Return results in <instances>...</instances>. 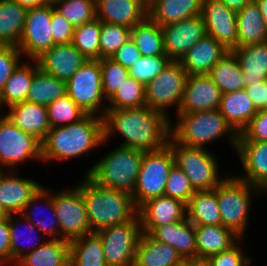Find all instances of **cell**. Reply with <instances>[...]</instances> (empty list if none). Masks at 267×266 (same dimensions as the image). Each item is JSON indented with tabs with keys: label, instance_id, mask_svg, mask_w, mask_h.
<instances>
[{
	"label": "cell",
	"instance_id": "6da1fadb",
	"mask_svg": "<svg viewBox=\"0 0 267 266\" xmlns=\"http://www.w3.org/2000/svg\"><path fill=\"white\" fill-rule=\"evenodd\" d=\"M171 120L150 107L106 110L103 116L104 142L118 131L124 137L120 146L152 152L167 145Z\"/></svg>",
	"mask_w": 267,
	"mask_h": 266
},
{
	"label": "cell",
	"instance_id": "7a4b0ae2",
	"mask_svg": "<svg viewBox=\"0 0 267 266\" xmlns=\"http://www.w3.org/2000/svg\"><path fill=\"white\" fill-rule=\"evenodd\" d=\"M104 143L103 117L87 114L72 124L51 128L42 141V160L81 157Z\"/></svg>",
	"mask_w": 267,
	"mask_h": 266
},
{
	"label": "cell",
	"instance_id": "3957f363",
	"mask_svg": "<svg viewBox=\"0 0 267 266\" xmlns=\"http://www.w3.org/2000/svg\"><path fill=\"white\" fill-rule=\"evenodd\" d=\"M76 186L81 190L92 232L125 223L137 214L128 192L99 186L86 174Z\"/></svg>",
	"mask_w": 267,
	"mask_h": 266
},
{
	"label": "cell",
	"instance_id": "277c9868",
	"mask_svg": "<svg viewBox=\"0 0 267 266\" xmlns=\"http://www.w3.org/2000/svg\"><path fill=\"white\" fill-rule=\"evenodd\" d=\"M178 122L171 124V137L178 143L192 148H204L206 144L223 134L236 150L239 134L227 123L218 109L192 113H177ZM203 146V147H202Z\"/></svg>",
	"mask_w": 267,
	"mask_h": 266
},
{
	"label": "cell",
	"instance_id": "5b68a950",
	"mask_svg": "<svg viewBox=\"0 0 267 266\" xmlns=\"http://www.w3.org/2000/svg\"><path fill=\"white\" fill-rule=\"evenodd\" d=\"M143 156V151L119 145L95 163L86 175L99 186L132 194Z\"/></svg>",
	"mask_w": 267,
	"mask_h": 266
},
{
	"label": "cell",
	"instance_id": "8992f818",
	"mask_svg": "<svg viewBox=\"0 0 267 266\" xmlns=\"http://www.w3.org/2000/svg\"><path fill=\"white\" fill-rule=\"evenodd\" d=\"M260 190L237 177H225L216 187V196L222 225L244 238L250 211V199ZM254 192V193H253ZM253 194V195H252Z\"/></svg>",
	"mask_w": 267,
	"mask_h": 266
},
{
	"label": "cell",
	"instance_id": "52a82bcc",
	"mask_svg": "<svg viewBox=\"0 0 267 266\" xmlns=\"http://www.w3.org/2000/svg\"><path fill=\"white\" fill-rule=\"evenodd\" d=\"M175 165L189 178L195 191L212 190L225 178L218 175L217 158L207 148H192L176 142L171 136L167 142Z\"/></svg>",
	"mask_w": 267,
	"mask_h": 266
},
{
	"label": "cell",
	"instance_id": "ba28073f",
	"mask_svg": "<svg viewBox=\"0 0 267 266\" xmlns=\"http://www.w3.org/2000/svg\"><path fill=\"white\" fill-rule=\"evenodd\" d=\"M174 164V156L168 145L157 151L144 152L132 192L136 208L149 199L164 195L167 178Z\"/></svg>",
	"mask_w": 267,
	"mask_h": 266
},
{
	"label": "cell",
	"instance_id": "9c48e42d",
	"mask_svg": "<svg viewBox=\"0 0 267 266\" xmlns=\"http://www.w3.org/2000/svg\"><path fill=\"white\" fill-rule=\"evenodd\" d=\"M96 233L101 239L107 266H134L143 233L137 214L125 223L103 228Z\"/></svg>",
	"mask_w": 267,
	"mask_h": 266
},
{
	"label": "cell",
	"instance_id": "30bf717a",
	"mask_svg": "<svg viewBox=\"0 0 267 266\" xmlns=\"http://www.w3.org/2000/svg\"><path fill=\"white\" fill-rule=\"evenodd\" d=\"M187 77V71L181 63L171 61L155 79L145 85L146 106L168 118L166 109L175 105L178 112Z\"/></svg>",
	"mask_w": 267,
	"mask_h": 266
},
{
	"label": "cell",
	"instance_id": "8fae6325",
	"mask_svg": "<svg viewBox=\"0 0 267 266\" xmlns=\"http://www.w3.org/2000/svg\"><path fill=\"white\" fill-rule=\"evenodd\" d=\"M66 88L67 95L85 113L95 115L102 109L100 116H104L107 108H102L105 96L99 60L86 61L66 82Z\"/></svg>",
	"mask_w": 267,
	"mask_h": 266
},
{
	"label": "cell",
	"instance_id": "7c38bea8",
	"mask_svg": "<svg viewBox=\"0 0 267 266\" xmlns=\"http://www.w3.org/2000/svg\"><path fill=\"white\" fill-rule=\"evenodd\" d=\"M42 161V142L16 126L5 114L0 118V170L27 159Z\"/></svg>",
	"mask_w": 267,
	"mask_h": 266
},
{
	"label": "cell",
	"instance_id": "4fadbf2b",
	"mask_svg": "<svg viewBox=\"0 0 267 266\" xmlns=\"http://www.w3.org/2000/svg\"><path fill=\"white\" fill-rule=\"evenodd\" d=\"M61 239L72 240L92 233L81 190L75 186L52 194Z\"/></svg>",
	"mask_w": 267,
	"mask_h": 266
},
{
	"label": "cell",
	"instance_id": "5bb4252c",
	"mask_svg": "<svg viewBox=\"0 0 267 266\" xmlns=\"http://www.w3.org/2000/svg\"><path fill=\"white\" fill-rule=\"evenodd\" d=\"M51 19L52 5L28 9L17 48L30 60H36L54 45Z\"/></svg>",
	"mask_w": 267,
	"mask_h": 266
},
{
	"label": "cell",
	"instance_id": "9a60e30c",
	"mask_svg": "<svg viewBox=\"0 0 267 266\" xmlns=\"http://www.w3.org/2000/svg\"><path fill=\"white\" fill-rule=\"evenodd\" d=\"M201 16L206 34L211 35L228 51L238 47L235 11L219 0H203Z\"/></svg>",
	"mask_w": 267,
	"mask_h": 266
},
{
	"label": "cell",
	"instance_id": "2e32d148",
	"mask_svg": "<svg viewBox=\"0 0 267 266\" xmlns=\"http://www.w3.org/2000/svg\"><path fill=\"white\" fill-rule=\"evenodd\" d=\"M165 54L172 61H180L186 52L206 35L201 15L162 26Z\"/></svg>",
	"mask_w": 267,
	"mask_h": 266
},
{
	"label": "cell",
	"instance_id": "e0dca14e",
	"mask_svg": "<svg viewBox=\"0 0 267 266\" xmlns=\"http://www.w3.org/2000/svg\"><path fill=\"white\" fill-rule=\"evenodd\" d=\"M143 233L187 218V204L181 200L160 196L147 200L137 208Z\"/></svg>",
	"mask_w": 267,
	"mask_h": 266
},
{
	"label": "cell",
	"instance_id": "ac0fdd59",
	"mask_svg": "<svg viewBox=\"0 0 267 266\" xmlns=\"http://www.w3.org/2000/svg\"><path fill=\"white\" fill-rule=\"evenodd\" d=\"M222 92L207 74L187 77L177 113H192L219 108Z\"/></svg>",
	"mask_w": 267,
	"mask_h": 266
},
{
	"label": "cell",
	"instance_id": "d6986e66",
	"mask_svg": "<svg viewBox=\"0 0 267 266\" xmlns=\"http://www.w3.org/2000/svg\"><path fill=\"white\" fill-rule=\"evenodd\" d=\"M15 175L11 171L7 174L4 170H0V210L4 215H20L30 198L41 187L30 178Z\"/></svg>",
	"mask_w": 267,
	"mask_h": 266
},
{
	"label": "cell",
	"instance_id": "ffe728a7",
	"mask_svg": "<svg viewBox=\"0 0 267 266\" xmlns=\"http://www.w3.org/2000/svg\"><path fill=\"white\" fill-rule=\"evenodd\" d=\"M36 60L43 72L65 82L88 61L72 43L53 45Z\"/></svg>",
	"mask_w": 267,
	"mask_h": 266
},
{
	"label": "cell",
	"instance_id": "44dd1931",
	"mask_svg": "<svg viewBox=\"0 0 267 266\" xmlns=\"http://www.w3.org/2000/svg\"><path fill=\"white\" fill-rule=\"evenodd\" d=\"M236 152L246 172L237 178L267 193V142L238 141Z\"/></svg>",
	"mask_w": 267,
	"mask_h": 266
},
{
	"label": "cell",
	"instance_id": "7402d4cb",
	"mask_svg": "<svg viewBox=\"0 0 267 266\" xmlns=\"http://www.w3.org/2000/svg\"><path fill=\"white\" fill-rule=\"evenodd\" d=\"M96 19L133 28L147 16L141 0H95Z\"/></svg>",
	"mask_w": 267,
	"mask_h": 266
},
{
	"label": "cell",
	"instance_id": "603a6c76",
	"mask_svg": "<svg viewBox=\"0 0 267 266\" xmlns=\"http://www.w3.org/2000/svg\"><path fill=\"white\" fill-rule=\"evenodd\" d=\"M228 52L211 35L206 34L179 61L189 75L208 74Z\"/></svg>",
	"mask_w": 267,
	"mask_h": 266
},
{
	"label": "cell",
	"instance_id": "cb8c5ba5",
	"mask_svg": "<svg viewBox=\"0 0 267 266\" xmlns=\"http://www.w3.org/2000/svg\"><path fill=\"white\" fill-rule=\"evenodd\" d=\"M7 110L5 115L8 119L41 142L51 129L46 106L24 101L9 106Z\"/></svg>",
	"mask_w": 267,
	"mask_h": 266
},
{
	"label": "cell",
	"instance_id": "d4e9b609",
	"mask_svg": "<svg viewBox=\"0 0 267 266\" xmlns=\"http://www.w3.org/2000/svg\"><path fill=\"white\" fill-rule=\"evenodd\" d=\"M149 235L155 240L174 247L184 260L197 257L195 225L188 218L155 227Z\"/></svg>",
	"mask_w": 267,
	"mask_h": 266
},
{
	"label": "cell",
	"instance_id": "484cf974",
	"mask_svg": "<svg viewBox=\"0 0 267 266\" xmlns=\"http://www.w3.org/2000/svg\"><path fill=\"white\" fill-rule=\"evenodd\" d=\"M184 259L177 250L142 233L135 256L134 266H183Z\"/></svg>",
	"mask_w": 267,
	"mask_h": 266
},
{
	"label": "cell",
	"instance_id": "4316f807",
	"mask_svg": "<svg viewBox=\"0 0 267 266\" xmlns=\"http://www.w3.org/2000/svg\"><path fill=\"white\" fill-rule=\"evenodd\" d=\"M203 0H155L147 7V16L165 26L202 14Z\"/></svg>",
	"mask_w": 267,
	"mask_h": 266
},
{
	"label": "cell",
	"instance_id": "83f0119b",
	"mask_svg": "<svg viewBox=\"0 0 267 266\" xmlns=\"http://www.w3.org/2000/svg\"><path fill=\"white\" fill-rule=\"evenodd\" d=\"M218 110L238 134L258 112L245 89L223 93Z\"/></svg>",
	"mask_w": 267,
	"mask_h": 266
},
{
	"label": "cell",
	"instance_id": "f1b7e54d",
	"mask_svg": "<svg viewBox=\"0 0 267 266\" xmlns=\"http://www.w3.org/2000/svg\"><path fill=\"white\" fill-rule=\"evenodd\" d=\"M232 52L239 61L246 87L267 81V42L237 47Z\"/></svg>",
	"mask_w": 267,
	"mask_h": 266
},
{
	"label": "cell",
	"instance_id": "f546056e",
	"mask_svg": "<svg viewBox=\"0 0 267 266\" xmlns=\"http://www.w3.org/2000/svg\"><path fill=\"white\" fill-rule=\"evenodd\" d=\"M241 238L223 225L195 226L197 257L209 258L230 249Z\"/></svg>",
	"mask_w": 267,
	"mask_h": 266
},
{
	"label": "cell",
	"instance_id": "4dcf8cb0",
	"mask_svg": "<svg viewBox=\"0 0 267 266\" xmlns=\"http://www.w3.org/2000/svg\"><path fill=\"white\" fill-rule=\"evenodd\" d=\"M236 18L238 47L267 42V27L254 0L236 12Z\"/></svg>",
	"mask_w": 267,
	"mask_h": 266
},
{
	"label": "cell",
	"instance_id": "1f68e13d",
	"mask_svg": "<svg viewBox=\"0 0 267 266\" xmlns=\"http://www.w3.org/2000/svg\"><path fill=\"white\" fill-rule=\"evenodd\" d=\"M18 266H69V241L49 239L19 258Z\"/></svg>",
	"mask_w": 267,
	"mask_h": 266
},
{
	"label": "cell",
	"instance_id": "d6a6232c",
	"mask_svg": "<svg viewBox=\"0 0 267 266\" xmlns=\"http://www.w3.org/2000/svg\"><path fill=\"white\" fill-rule=\"evenodd\" d=\"M22 63L14 70L0 93V108L26 101L35 73L40 69L37 60ZM1 110V109H0Z\"/></svg>",
	"mask_w": 267,
	"mask_h": 266
},
{
	"label": "cell",
	"instance_id": "836d02e7",
	"mask_svg": "<svg viewBox=\"0 0 267 266\" xmlns=\"http://www.w3.org/2000/svg\"><path fill=\"white\" fill-rule=\"evenodd\" d=\"M187 218L195 226L222 225L216 187L195 192L187 204Z\"/></svg>",
	"mask_w": 267,
	"mask_h": 266
},
{
	"label": "cell",
	"instance_id": "e575fe53",
	"mask_svg": "<svg viewBox=\"0 0 267 266\" xmlns=\"http://www.w3.org/2000/svg\"><path fill=\"white\" fill-rule=\"evenodd\" d=\"M69 266H107L96 232L69 241Z\"/></svg>",
	"mask_w": 267,
	"mask_h": 266
},
{
	"label": "cell",
	"instance_id": "d590c367",
	"mask_svg": "<svg viewBox=\"0 0 267 266\" xmlns=\"http://www.w3.org/2000/svg\"><path fill=\"white\" fill-rule=\"evenodd\" d=\"M27 11L14 0H0V44L18 45Z\"/></svg>",
	"mask_w": 267,
	"mask_h": 266
},
{
	"label": "cell",
	"instance_id": "8d00e7d4",
	"mask_svg": "<svg viewBox=\"0 0 267 266\" xmlns=\"http://www.w3.org/2000/svg\"><path fill=\"white\" fill-rule=\"evenodd\" d=\"M223 93L245 89L243 71L232 51H228L207 74Z\"/></svg>",
	"mask_w": 267,
	"mask_h": 266
},
{
	"label": "cell",
	"instance_id": "74e56055",
	"mask_svg": "<svg viewBox=\"0 0 267 266\" xmlns=\"http://www.w3.org/2000/svg\"><path fill=\"white\" fill-rule=\"evenodd\" d=\"M131 39L142 56L166 55L162 27L148 16L131 28Z\"/></svg>",
	"mask_w": 267,
	"mask_h": 266
},
{
	"label": "cell",
	"instance_id": "f35d334b",
	"mask_svg": "<svg viewBox=\"0 0 267 266\" xmlns=\"http://www.w3.org/2000/svg\"><path fill=\"white\" fill-rule=\"evenodd\" d=\"M67 94L66 82L39 69L30 86L26 101L48 106Z\"/></svg>",
	"mask_w": 267,
	"mask_h": 266
},
{
	"label": "cell",
	"instance_id": "ab89813d",
	"mask_svg": "<svg viewBox=\"0 0 267 266\" xmlns=\"http://www.w3.org/2000/svg\"><path fill=\"white\" fill-rule=\"evenodd\" d=\"M44 201V203H46V209L49 208L50 211V218H47V220H45V218L43 219H33V214H35V212L33 213V211L31 209H35L36 208H40L39 205L37 204V202H41ZM46 200V202H45ZM35 205H37V207H35ZM33 206V208H31ZM34 210V211H35ZM29 211H32V213ZM38 211V209H37ZM49 213V212H48ZM20 215L24 216L23 219H27L30 222H32L36 227L38 232H43L45 235H47L48 239H61V237H59V233H60V226H59V222L55 213V206L53 203V198H52V191L50 194V191L48 192L47 189L45 187H40V189L30 198L29 202L25 205V208L23 209V211L20 213ZM33 215V216H31ZM53 216V218H52ZM35 218V217H34ZM49 219V220H48ZM50 222V223H49ZM50 236V237H49Z\"/></svg>",
	"mask_w": 267,
	"mask_h": 266
},
{
	"label": "cell",
	"instance_id": "60d3db41",
	"mask_svg": "<svg viewBox=\"0 0 267 266\" xmlns=\"http://www.w3.org/2000/svg\"><path fill=\"white\" fill-rule=\"evenodd\" d=\"M100 32L101 21L95 18L91 22L74 27L72 44L88 60H99Z\"/></svg>",
	"mask_w": 267,
	"mask_h": 266
},
{
	"label": "cell",
	"instance_id": "b9f144b4",
	"mask_svg": "<svg viewBox=\"0 0 267 266\" xmlns=\"http://www.w3.org/2000/svg\"><path fill=\"white\" fill-rule=\"evenodd\" d=\"M108 102L107 110L146 106L145 85L129 76Z\"/></svg>",
	"mask_w": 267,
	"mask_h": 266
},
{
	"label": "cell",
	"instance_id": "7bdbcfd3",
	"mask_svg": "<svg viewBox=\"0 0 267 266\" xmlns=\"http://www.w3.org/2000/svg\"><path fill=\"white\" fill-rule=\"evenodd\" d=\"M50 127H59L78 122L85 113L67 94L47 106Z\"/></svg>",
	"mask_w": 267,
	"mask_h": 266
},
{
	"label": "cell",
	"instance_id": "ee69618b",
	"mask_svg": "<svg viewBox=\"0 0 267 266\" xmlns=\"http://www.w3.org/2000/svg\"><path fill=\"white\" fill-rule=\"evenodd\" d=\"M73 27L96 18L95 0H62L53 6Z\"/></svg>",
	"mask_w": 267,
	"mask_h": 266
},
{
	"label": "cell",
	"instance_id": "f6af8a7d",
	"mask_svg": "<svg viewBox=\"0 0 267 266\" xmlns=\"http://www.w3.org/2000/svg\"><path fill=\"white\" fill-rule=\"evenodd\" d=\"M131 38V28L101 21L100 59L111 58Z\"/></svg>",
	"mask_w": 267,
	"mask_h": 266
},
{
	"label": "cell",
	"instance_id": "bcb514c9",
	"mask_svg": "<svg viewBox=\"0 0 267 266\" xmlns=\"http://www.w3.org/2000/svg\"><path fill=\"white\" fill-rule=\"evenodd\" d=\"M171 61L167 55L142 56L129 69V74L135 80L146 85L155 79Z\"/></svg>",
	"mask_w": 267,
	"mask_h": 266
},
{
	"label": "cell",
	"instance_id": "7dc6e473",
	"mask_svg": "<svg viewBox=\"0 0 267 266\" xmlns=\"http://www.w3.org/2000/svg\"><path fill=\"white\" fill-rule=\"evenodd\" d=\"M99 62L101 66L104 96L106 100H109L130 76L129 69L116 63L111 58H102L99 59Z\"/></svg>",
	"mask_w": 267,
	"mask_h": 266
},
{
	"label": "cell",
	"instance_id": "c3c4849f",
	"mask_svg": "<svg viewBox=\"0 0 267 266\" xmlns=\"http://www.w3.org/2000/svg\"><path fill=\"white\" fill-rule=\"evenodd\" d=\"M195 192L196 191L191 186L189 178L174 164L167 178L164 195L188 204Z\"/></svg>",
	"mask_w": 267,
	"mask_h": 266
},
{
	"label": "cell",
	"instance_id": "681fc988",
	"mask_svg": "<svg viewBox=\"0 0 267 266\" xmlns=\"http://www.w3.org/2000/svg\"><path fill=\"white\" fill-rule=\"evenodd\" d=\"M8 219H9V227H10V264L11 263L15 264V262L26 253V251L24 252L23 246L21 247L22 244H20V240L22 239L21 236L23 233L25 235V232L20 231L21 227L17 228L18 227L17 224H18L19 220L16 221V218L15 219L13 218V214H9ZM25 221L27 222V224H29V225H26L27 227L25 226L26 230L28 233H31V235H32L36 226L27 219H25ZM32 237H33V235L31 236V238ZM35 237H37V236H35ZM25 239H27V237ZM29 239H30V237H29ZM32 242H33V240H32ZM32 242L29 243L33 247V249H31V250H34L37 247H39L40 245L45 243L44 241L42 243H39V244H38V242H35V244L33 245ZM36 244H38V245H36ZM24 248H25V246H24Z\"/></svg>",
	"mask_w": 267,
	"mask_h": 266
},
{
	"label": "cell",
	"instance_id": "f907efd6",
	"mask_svg": "<svg viewBox=\"0 0 267 266\" xmlns=\"http://www.w3.org/2000/svg\"><path fill=\"white\" fill-rule=\"evenodd\" d=\"M21 54L17 46L0 44V93L5 83L20 64Z\"/></svg>",
	"mask_w": 267,
	"mask_h": 266
},
{
	"label": "cell",
	"instance_id": "816d5d0a",
	"mask_svg": "<svg viewBox=\"0 0 267 266\" xmlns=\"http://www.w3.org/2000/svg\"><path fill=\"white\" fill-rule=\"evenodd\" d=\"M238 141L267 142V111L259 110L241 131Z\"/></svg>",
	"mask_w": 267,
	"mask_h": 266
},
{
	"label": "cell",
	"instance_id": "f5cc1de1",
	"mask_svg": "<svg viewBox=\"0 0 267 266\" xmlns=\"http://www.w3.org/2000/svg\"><path fill=\"white\" fill-rule=\"evenodd\" d=\"M50 26L54 45L72 43L74 27L53 6Z\"/></svg>",
	"mask_w": 267,
	"mask_h": 266
},
{
	"label": "cell",
	"instance_id": "db71d44e",
	"mask_svg": "<svg viewBox=\"0 0 267 266\" xmlns=\"http://www.w3.org/2000/svg\"><path fill=\"white\" fill-rule=\"evenodd\" d=\"M237 245L209 257L213 266H250L252 259Z\"/></svg>",
	"mask_w": 267,
	"mask_h": 266
},
{
	"label": "cell",
	"instance_id": "11a10c76",
	"mask_svg": "<svg viewBox=\"0 0 267 266\" xmlns=\"http://www.w3.org/2000/svg\"><path fill=\"white\" fill-rule=\"evenodd\" d=\"M141 57L140 51L130 38L113 54L111 59L123 67L130 69Z\"/></svg>",
	"mask_w": 267,
	"mask_h": 266
},
{
	"label": "cell",
	"instance_id": "9f6ffc18",
	"mask_svg": "<svg viewBox=\"0 0 267 266\" xmlns=\"http://www.w3.org/2000/svg\"><path fill=\"white\" fill-rule=\"evenodd\" d=\"M10 264V227L8 215L0 218V266Z\"/></svg>",
	"mask_w": 267,
	"mask_h": 266
},
{
	"label": "cell",
	"instance_id": "6f0895ef",
	"mask_svg": "<svg viewBox=\"0 0 267 266\" xmlns=\"http://www.w3.org/2000/svg\"><path fill=\"white\" fill-rule=\"evenodd\" d=\"M245 91L258 111L265 110V82H255L245 87Z\"/></svg>",
	"mask_w": 267,
	"mask_h": 266
},
{
	"label": "cell",
	"instance_id": "680465c9",
	"mask_svg": "<svg viewBox=\"0 0 267 266\" xmlns=\"http://www.w3.org/2000/svg\"><path fill=\"white\" fill-rule=\"evenodd\" d=\"M183 266H213L210 259L206 257H192L184 260Z\"/></svg>",
	"mask_w": 267,
	"mask_h": 266
},
{
	"label": "cell",
	"instance_id": "91938a15",
	"mask_svg": "<svg viewBox=\"0 0 267 266\" xmlns=\"http://www.w3.org/2000/svg\"><path fill=\"white\" fill-rule=\"evenodd\" d=\"M231 10L238 12L244 8L251 0H219Z\"/></svg>",
	"mask_w": 267,
	"mask_h": 266
},
{
	"label": "cell",
	"instance_id": "94428289",
	"mask_svg": "<svg viewBox=\"0 0 267 266\" xmlns=\"http://www.w3.org/2000/svg\"><path fill=\"white\" fill-rule=\"evenodd\" d=\"M14 1L27 9L46 5V0H14Z\"/></svg>",
	"mask_w": 267,
	"mask_h": 266
},
{
	"label": "cell",
	"instance_id": "6125c7cd",
	"mask_svg": "<svg viewBox=\"0 0 267 266\" xmlns=\"http://www.w3.org/2000/svg\"><path fill=\"white\" fill-rule=\"evenodd\" d=\"M254 1L258 5L259 10L262 13L264 23L266 24V27H267V0H254Z\"/></svg>",
	"mask_w": 267,
	"mask_h": 266
},
{
	"label": "cell",
	"instance_id": "be15d7a7",
	"mask_svg": "<svg viewBox=\"0 0 267 266\" xmlns=\"http://www.w3.org/2000/svg\"><path fill=\"white\" fill-rule=\"evenodd\" d=\"M62 0H46L47 5L54 6L56 3L61 2Z\"/></svg>",
	"mask_w": 267,
	"mask_h": 266
},
{
	"label": "cell",
	"instance_id": "e7e4bbea",
	"mask_svg": "<svg viewBox=\"0 0 267 266\" xmlns=\"http://www.w3.org/2000/svg\"><path fill=\"white\" fill-rule=\"evenodd\" d=\"M265 111H267V81L265 82Z\"/></svg>",
	"mask_w": 267,
	"mask_h": 266
},
{
	"label": "cell",
	"instance_id": "03108f58",
	"mask_svg": "<svg viewBox=\"0 0 267 266\" xmlns=\"http://www.w3.org/2000/svg\"><path fill=\"white\" fill-rule=\"evenodd\" d=\"M153 1L155 0H144V4L146 7H148Z\"/></svg>",
	"mask_w": 267,
	"mask_h": 266
},
{
	"label": "cell",
	"instance_id": "003e7915",
	"mask_svg": "<svg viewBox=\"0 0 267 266\" xmlns=\"http://www.w3.org/2000/svg\"><path fill=\"white\" fill-rule=\"evenodd\" d=\"M4 216V214L2 213V211L0 210V218Z\"/></svg>",
	"mask_w": 267,
	"mask_h": 266
}]
</instances>
